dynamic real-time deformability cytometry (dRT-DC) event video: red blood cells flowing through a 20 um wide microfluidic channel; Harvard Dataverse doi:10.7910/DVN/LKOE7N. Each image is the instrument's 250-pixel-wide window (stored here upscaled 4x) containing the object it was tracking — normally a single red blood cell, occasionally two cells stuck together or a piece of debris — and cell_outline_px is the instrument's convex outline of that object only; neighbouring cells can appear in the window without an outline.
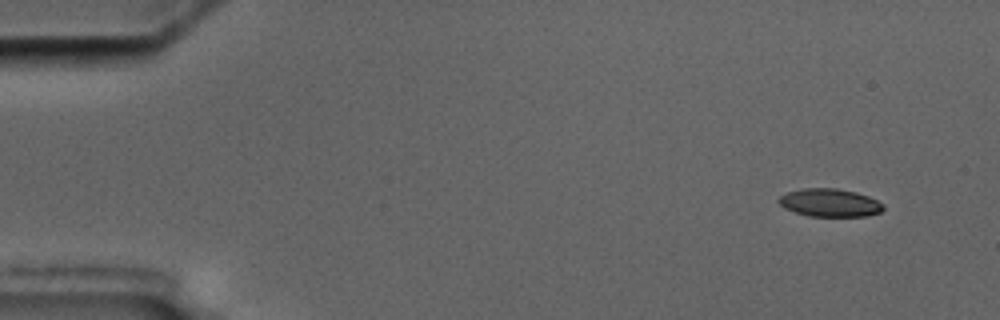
{"species": "common noctule bat (a hibernating species)", "species_latin": "Nyctalus noctula", "temperature_condition": "cold", "stored_images_in_passage": 4, "camera_frame_rate_fps": 3000, "um_per_image_px": 0.085, "animal": {"sex": "male", "body_mass_g": 17.5, "forearm_length_mm": 52.3}, "frame": {"image": 1, "passage_image": 1, "time_ms": 0.0, "image_size_px": [1000, 320], "cell_outline_px": [[884, 208], [880, 212], [868, 216], [808, 216], [784, 208], [776, 200], [780, 196], [788, 192], [800, 188], [836, 188], [856, 192], [868, 196], [884, 204]], "centroid_in_image_um": [70.52, 17.23], "position_along_channel_um": 14.5, "area_um2": 17.11}}
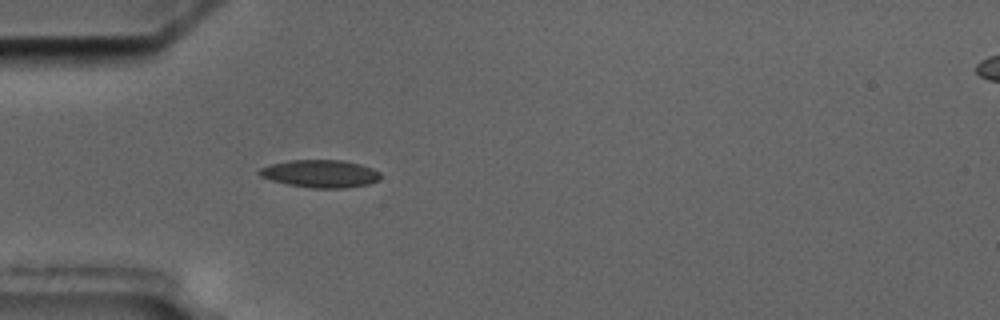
{"frame": {"image": 2, "passage_image": 4, "time_ms": 4.333, "image_size_px": [1000, 320], "cell_outline_px": [[380, 180], [368, 184], [344, 188], [312, 188], [288, 184], [272, 180], [260, 176], [256, 172], [260, 168], [272, 164], [288, 160], [344, 160], [360, 164], [372, 168], [380, 172]], "centroid_in_image_um": [27.23, 14.76], "position_along_channel_um": 57.8, "area_um2": 19.54}}